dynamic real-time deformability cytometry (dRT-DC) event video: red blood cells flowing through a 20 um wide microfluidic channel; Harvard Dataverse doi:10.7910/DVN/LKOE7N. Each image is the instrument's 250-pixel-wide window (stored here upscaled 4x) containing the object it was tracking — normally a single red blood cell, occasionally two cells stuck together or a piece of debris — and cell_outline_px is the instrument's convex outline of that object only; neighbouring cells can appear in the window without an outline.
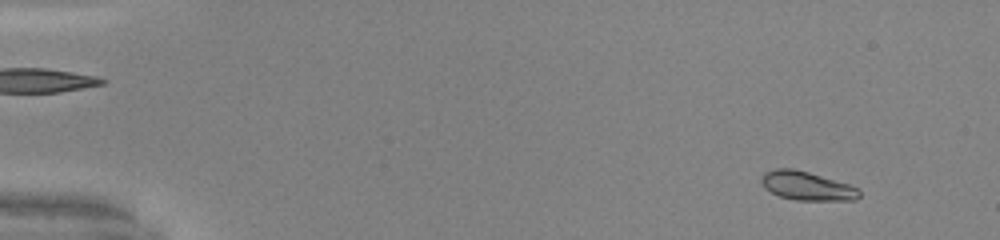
{"species": "common noctule bat (a hibernating species)", "species_latin": "Nyctalus noctula", "temperature_condition": "warm", "stored_images_in_passage": 51, "camera_frame_rate_fps": 3000, "um_per_image_px": 0.085, "animal": {"sex": "male", "body_mass_g": 20.0, "forearm_length_mm": 53.3}, "frame": {"image": 1, "passage_image": 5, "time_ms": 1.333, "image_size_px": [1000, 240], "cell_outline_px": [[860, 196], [856, 200], [796, 200], [780, 196], [764, 188], [760, 180], [760, 176], [764, 172], [776, 168], [792, 168], [808, 172], [848, 184], [860, 188]], "centroid_in_image_um": [68.57, 15.8], "position_along_channel_um": 16.4, "area_um2": 16.42}}
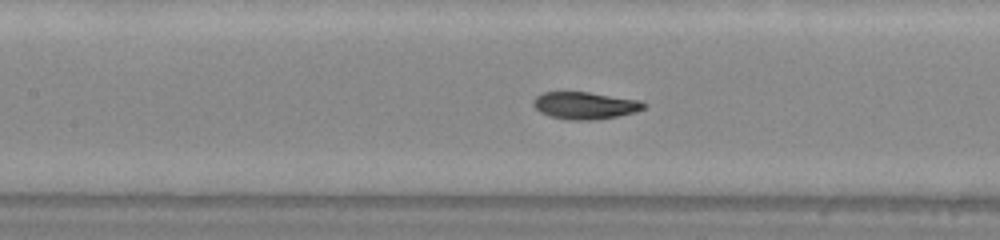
{"frame": {"image": 2, "passage_image": 25, "time_ms": 8.0, "image_size_px": [1000, 240], "cell_outline_px": [[648, 104], [644, 108], [636, 112], [616, 116], [592, 120], [568, 120], [552, 116], [540, 112], [532, 104], [532, 100], [536, 96], [544, 92], [588, 92], [640, 100]], "centroid_in_image_um": [49.73, 8.96], "position_along_channel_um": 157.7, "area_um2": 17.46}}
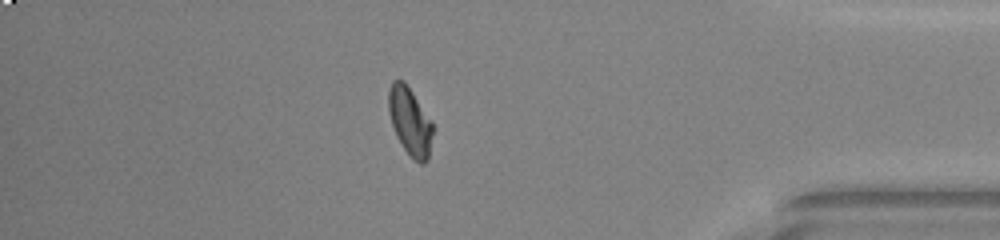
{"frame": {"image": 3, "passage_image": 45, "time_ms": 14.667, "image_size_px": [1000, 240], "cell_outline_px": [[432, 132], [428, 160], [424, 164], [420, 164], [412, 160], [396, 136], [388, 112], [388, 88], [392, 80], [404, 80], [432, 120]], "centroid_in_image_um": [34.83, 10.31], "position_along_channel_um": 400.4, "area_um2": 17.69}, "authors_computed_cell_mechanics": {"area_um2": 17.3978, "velocity_mm_per_s": 4.1009, "shape_relaxation_time_tau1_ms": 2.6997, "shape_relaxation_time_tau2_ms": null, "deformation_change_tau1": 0.1642, "deformation_change_tau2": null}}